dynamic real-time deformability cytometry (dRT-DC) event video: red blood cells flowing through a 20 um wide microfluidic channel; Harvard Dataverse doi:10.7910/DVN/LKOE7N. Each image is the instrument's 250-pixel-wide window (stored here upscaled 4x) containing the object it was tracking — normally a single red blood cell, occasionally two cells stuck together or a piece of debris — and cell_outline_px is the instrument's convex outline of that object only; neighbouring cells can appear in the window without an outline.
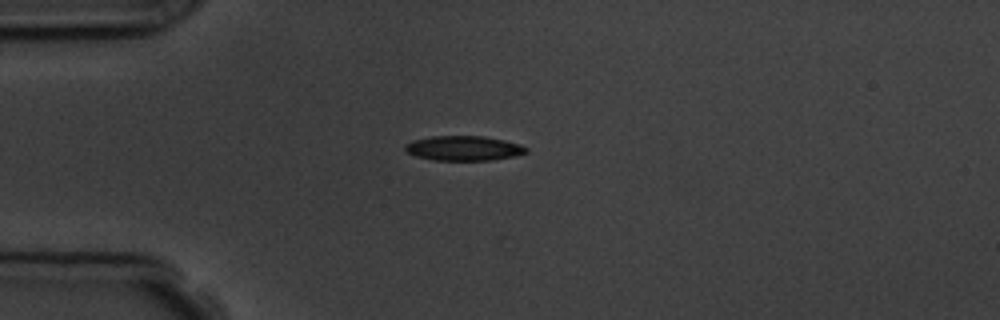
{"species": "common noctule bat (a hibernating species)", "species_latin": "Nyctalus noctula", "temperature_condition": "room temperature", "stored_images_in_passage": 4, "camera_frame_rate_fps": 3000, "um_per_image_px": 0.085, "animal": {"sex": "male", "body_mass_g": 19.5, "forearm_length_mm": 54.6}, "frame": {"image": 1, "passage_image": 1, "time_ms": 0.0, "image_size_px": [1000, 320], "cell_outline_px": [[528, 152], [512, 156], [492, 160], [432, 160], [416, 156], [408, 152], [404, 148], [404, 144], [412, 140], [432, 136], [484, 136], [504, 140], [520, 144], [528, 148]], "centroid_in_image_um": [39.39, 12.59], "position_along_channel_um": 45.6, "area_um2": 17.46}}
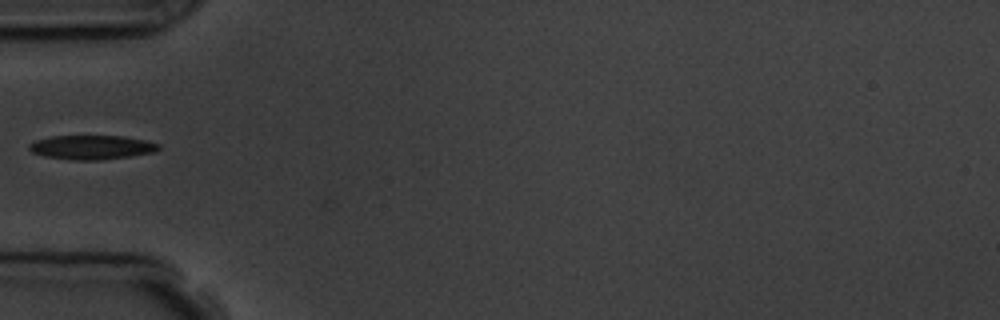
{"frame": {"image": 2, "passage_image": 2, "time_ms": 1.333, "image_size_px": [1000, 320], "cell_outline_px": [[160, 148], [156, 152], [132, 156], [100, 160], [72, 160], [44, 156], [32, 152], [28, 148], [28, 144], [36, 140], [48, 136], [124, 136], [144, 140], [160, 144]], "centroid_in_image_um": [7.79, 12.52], "position_along_channel_um": 77.2, "area_um2": 18.38}}